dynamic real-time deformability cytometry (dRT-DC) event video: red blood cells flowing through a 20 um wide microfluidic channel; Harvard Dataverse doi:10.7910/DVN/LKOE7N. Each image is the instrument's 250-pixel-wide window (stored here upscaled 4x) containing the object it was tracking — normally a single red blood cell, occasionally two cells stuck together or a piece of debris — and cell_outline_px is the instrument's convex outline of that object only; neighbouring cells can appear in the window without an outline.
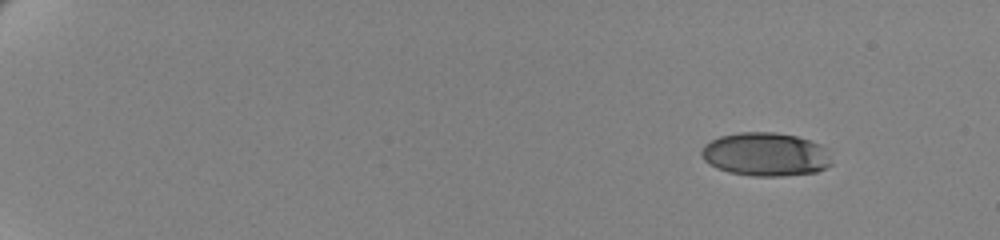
{"species": "human", "species_latin": "Homo sapiens", "temperature_condition": "cold", "stored_images_in_passage": 55, "camera_frame_rate_fps": 3000, "um_per_image_px": 0.085, "donor": {"sex": "female"}, "frame": {"image": 1, "passage_image": 1, "time_ms": 0.0, "image_size_px": [1000, 240], "cell_outline_px": [[832, 164], [816, 172], [780, 176], [752, 176], [728, 172], [716, 168], [704, 160], [700, 152], [704, 144], [720, 136], [740, 132], [776, 132], [796, 136], [820, 144]], "centroid_in_image_um": [65.01, 13.12], "position_along_channel_um": 20.0, "area_um2": 32.77}}
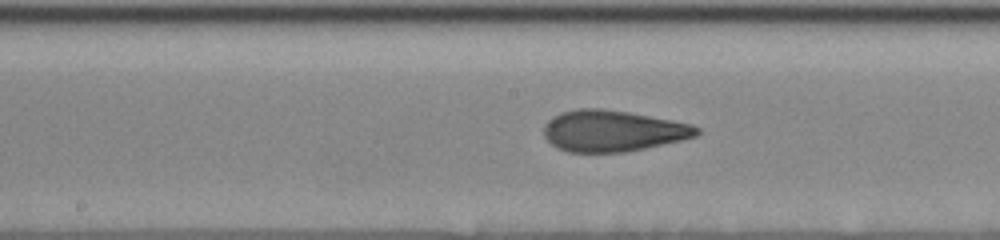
{"frame": {"image": 2, "passage_image": 30, "time_ms": 9.667, "image_size_px": [1000, 240], "cell_outline_px": [[700, 132], [696, 136], [680, 140], [628, 152], [568, 152], [556, 148], [544, 136], [544, 124], [548, 120], [560, 112], [576, 108], [600, 108], [628, 112], [672, 120], [692, 124], [700, 128]], "centroid_in_image_um": [52.06, 11.12], "position_along_channel_um": 196.1, "area_um2": 36.82}}
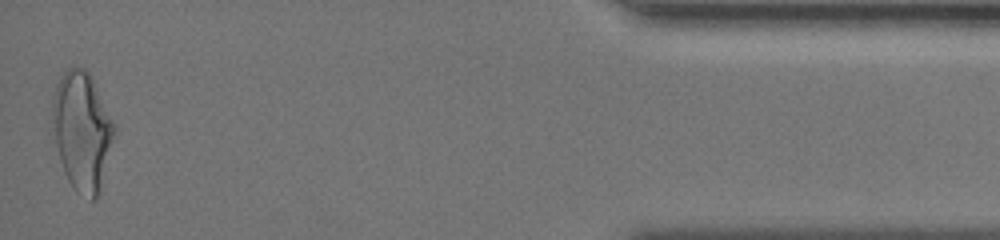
{"frame": {"image": 3, "passage_image": 55, "time_ms": 18.0, "image_size_px": [1000, 240], "cell_outline_px": [[116, 132], [100, 188], [96, 196], [92, 200], [76, 192], [68, 180], [64, 172], [60, 160], [56, 144], [52, 108], [52, 96], [56, 84], [60, 76], [72, 64], [84, 68], [88, 72], [116, 124]], "centroid_in_image_um": [6.98, 11.09], "position_along_channel_um": 428.2, "area_um2": 42.54}, "authors_computed_cell_mechanics": {"area_um2": 36.2984, "velocity_mm_per_s": 3.4792, "shape_relaxation_time_tau1_ms": 4.1392, "shape_relaxation_time_tau2_ms": 1.2418, "deformation_change_tau1": 0.1967, "deformation_change_tau2": 0.0927}}